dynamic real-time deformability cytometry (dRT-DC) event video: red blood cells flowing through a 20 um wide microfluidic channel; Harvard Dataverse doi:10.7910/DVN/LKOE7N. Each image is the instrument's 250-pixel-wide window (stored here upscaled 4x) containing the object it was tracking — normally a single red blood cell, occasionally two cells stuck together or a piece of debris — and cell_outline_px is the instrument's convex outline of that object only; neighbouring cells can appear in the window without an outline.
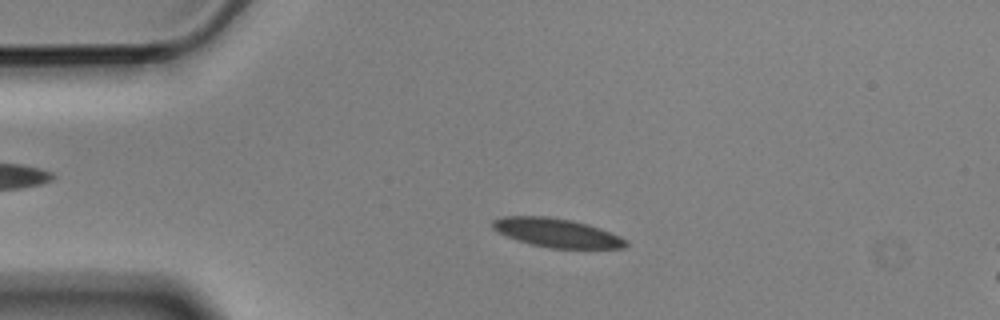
{"species": "Egyptian fruit bat (a non-hibernating species)", "species_latin": "Rousettus aegyptiacus", "temperature_condition": "cold", "stored_images_in_passage": 4, "camera_frame_rate_fps": 3000, "um_per_image_px": 0.085, "animal": {"sex": "male"}, "frame": {"image": 1, "passage_image": 3, "time_ms": 0.667, "image_size_px": [1000, 320], "cell_outline_px": [[628, 244], [624, 248], [548, 248], [516, 240], [492, 228], [492, 220], [504, 216], [548, 216], [572, 220], [588, 224], [600, 228], [620, 236], [628, 240]], "centroid_in_image_um": [47.35, 19.78], "position_along_channel_um": 37.7, "area_um2": 22.37}}